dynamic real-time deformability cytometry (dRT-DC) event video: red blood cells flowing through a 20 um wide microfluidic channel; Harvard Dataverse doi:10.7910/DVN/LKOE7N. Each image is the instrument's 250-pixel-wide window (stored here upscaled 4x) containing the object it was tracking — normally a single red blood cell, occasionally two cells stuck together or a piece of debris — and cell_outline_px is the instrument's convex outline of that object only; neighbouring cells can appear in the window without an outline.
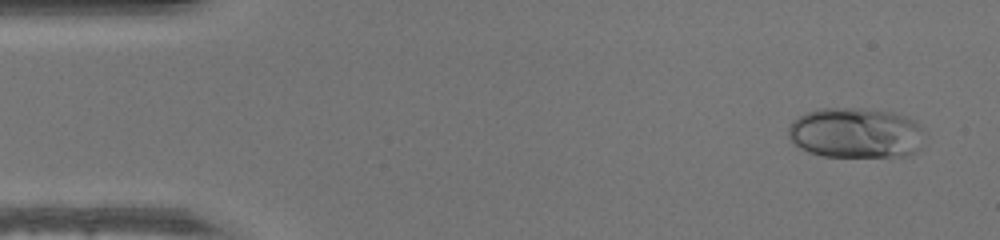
{"species": "human", "species_latin": "Homo sapiens", "temperature_condition": "warm", "stored_images_in_passage": 48, "camera_frame_rate_fps": 3000, "um_per_image_px": 0.085, "donor": {"sex": "male"}, "frame": {"image": 1, "passage_image": 3, "time_ms": 0.667, "image_size_px": [1000, 240], "cell_outline_px": [[924, 144], [916, 152], [908, 156], [824, 156], [808, 152], [792, 144], [788, 136], [788, 128], [800, 116], [816, 108], [860, 108], [892, 112], [908, 116], [916, 120], [924, 128]], "centroid_in_image_um": [72.81, 11.3], "position_along_channel_um": 12.2, "area_um2": 40.63}}
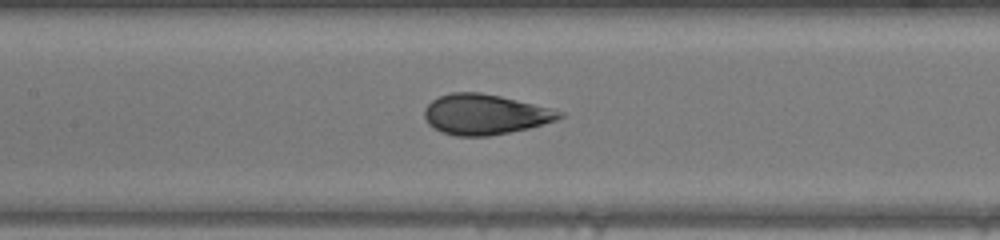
{"frame": {"image": 2, "passage_image": 22, "time_ms": 7.0, "image_size_px": [1000, 240], "cell_outline_px": [[564, 116], [556, 120], [528, 128], [488, 136], [456, 136], [440, 132], [432, 128], [428, 124], [424, 116], [424, 108], [432, 100], [440, 96], [452, 92], [480, 92], [500, 96], [552, 108], [564, 112]], "centroid_in_image_um": [41.2, 9.72], "position_along_channel_um": 166.2, "area_um2": 31.73}}
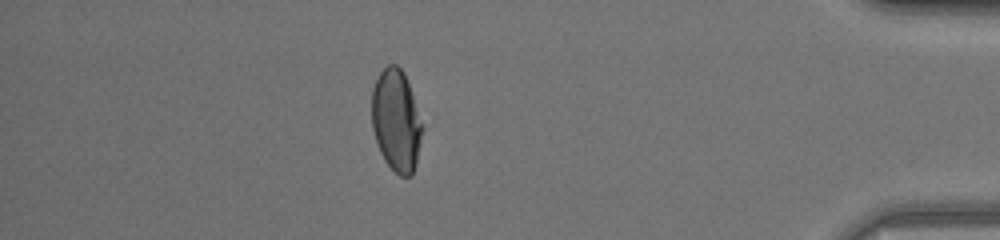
{"frame": {"image": 3, "passage_image": 42, "time_ms": 13.667, "image_size_px": [1000, 240], "cell_outline_px": [[420, 140], [416, 164], [412, 176], [400, 176], [384, 160], [380, 152], [372, 128], [372, 88], [380, 72], [388, 64], [396, 64], [404, 72], [412, 92], [420, 124]], "centroid_in_image_um": [33.64, 10.23], "position_along_channel_um": 401.6, "area_um2": 29.42}}